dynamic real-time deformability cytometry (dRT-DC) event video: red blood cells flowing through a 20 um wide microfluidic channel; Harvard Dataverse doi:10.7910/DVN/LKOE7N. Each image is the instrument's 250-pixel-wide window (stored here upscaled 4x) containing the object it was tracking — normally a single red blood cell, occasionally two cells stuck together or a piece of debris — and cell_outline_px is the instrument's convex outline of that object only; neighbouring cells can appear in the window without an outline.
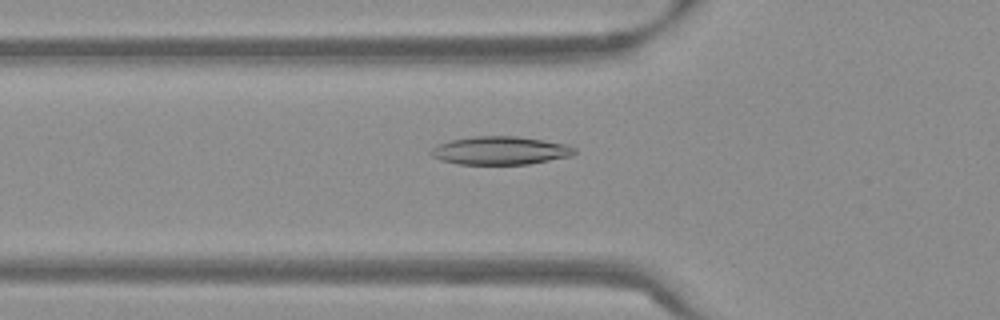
{"species": "Egyptian fruit bat (a non-hibernating species)", "species_latin": "Rousettus aegyptiacus", "temperature_condition": "warm", "stored_images_in_passage": 54, "camera_frame_rate_fps": 3000, "um_per_image_px": 0.085, "frame": {"image": 1, "passage_image": 19, "time_ms": 6.0, "image_size_px": [1000, 320], "cell_outline_px": [[576, 152], [572, 156], [528, 164], [460, 164], [440, 160], [432, 156], [428, 152], [436, 144], [452, 140], [476, 136], [516, 136], [544, 140], [568, 144], [576, 148]], "centroid_in_image_um": [42.53, 12.79], "position_along_channel_um": 83.3, "area_um2": 23.7}}
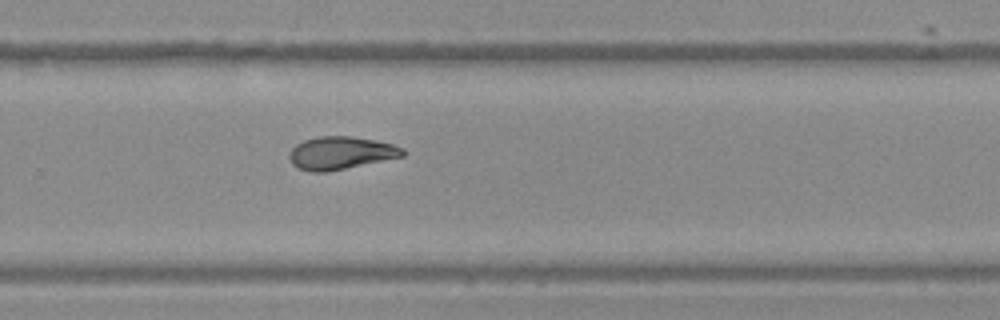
{"frame": {"image": 2, "passage_image": 36, "time_ms": 11.667, "image_size_px": [1000, 320], "cell_outline_px": [[404, 156], [324, 172], [312, 172], [296, 168], [292, 164], [288, 156], [292, 148], [296, 144], [304, 140], [320, 136], [352, 136], [376, 140], [392, 144], [404, 148]], "centroid_in_image_um": [28.94, 12.99], "position_along_channel_um": 300.9, "area_um2": 21.56}}
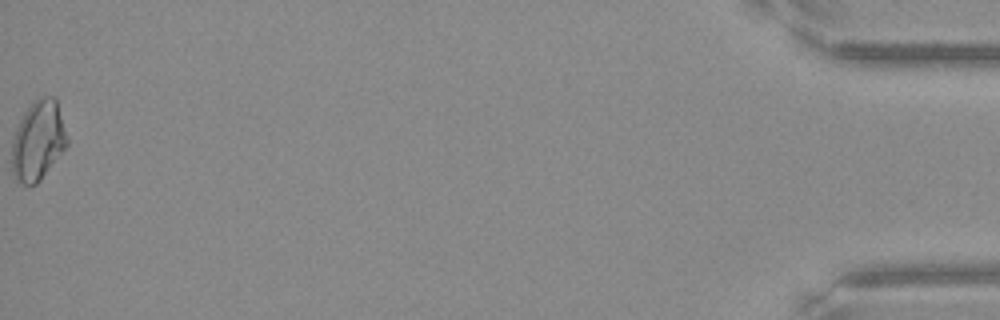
{"frame": {"image": 3, "passage_image": 54, "time_ms": 17.667, "image_size_px": [1000, 320], "cell_outline_px": [[68, 144], [40, 180], [36, 184], [20, 184], [12, 176], [12, 140], [20, 120], [24, 112], [40, 96], [52, 96], [56, 100], [68, 140]], "centroid_in_image_um": [3.21, 11.98], "position_along_channel_um": 432.0, "area_um2": 25.26}, "authors_computed_cell_mechanics": {"area_um2": 21.9929, "velocity_mm_per_s": 3.8292, "shape_relaxation_time_tau1_ms": 7.7418, "shape_relaxation_time_tau2_ms": 6.064, "deformation_change_tau1": 0.2003, "deformation_change_tau2": 0.1138}}